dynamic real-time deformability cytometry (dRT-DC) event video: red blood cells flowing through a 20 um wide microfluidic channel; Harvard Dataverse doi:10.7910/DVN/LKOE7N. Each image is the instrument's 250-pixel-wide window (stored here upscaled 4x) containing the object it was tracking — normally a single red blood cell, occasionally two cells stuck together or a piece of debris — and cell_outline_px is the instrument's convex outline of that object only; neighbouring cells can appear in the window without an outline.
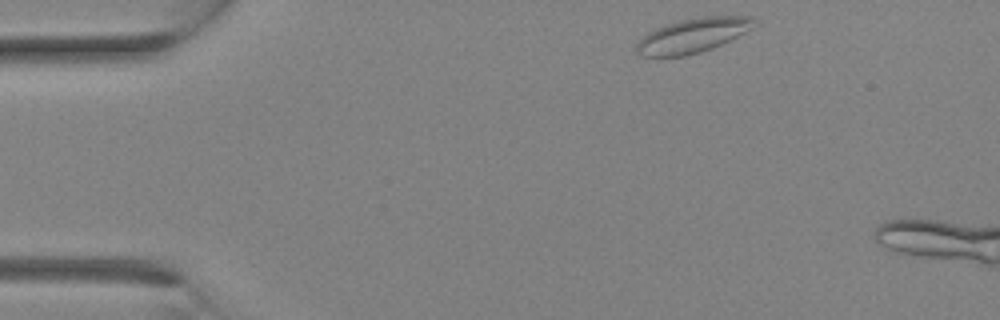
{"species": "Egyptian fruit bat (a non-hibernating species)", "species_latin": "Rousettus aegyptiacus", "temperature_condition": "room temperature", "stored_images_in_passage": 4, "camera_frame_rate_fps": 3000, "um_per_image_px": 0.085, "animal": {"sex": "female"}, "frame": {"image": 1, "passage_image": 1, "time_ms": 0.0, "image_size_px": [1000, 320], "cell_outline_px": [[756, 20], [752, 28], [712, 48], [700, 52], [684, 56], [660, 60], [644, 56], [636, 52], [636, 44], [648, 32], [656, 28], [680, 20], [704, 16], [752, 16]], "centroid_in_image_um": [58.81, 3.05], "position_along_channel_um": 26.2, "area_um2": 23.76}}